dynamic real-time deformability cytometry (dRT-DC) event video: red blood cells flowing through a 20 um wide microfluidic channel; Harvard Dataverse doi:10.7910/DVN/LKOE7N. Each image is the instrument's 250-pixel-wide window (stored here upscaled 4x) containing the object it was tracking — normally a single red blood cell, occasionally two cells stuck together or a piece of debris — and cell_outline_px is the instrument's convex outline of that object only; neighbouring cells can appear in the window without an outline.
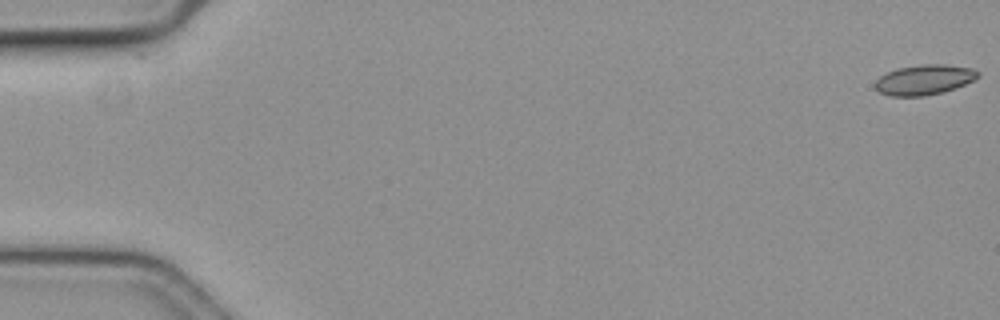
{"species": "common noctule bat (a hibernating species)", "species_latin": "Nyctalus noctula", "temperature_condition": "cold", "stored_images_in_passage": 20, "camera_frame_rate_fps": 3000, "um_per_image_px": 0.085, "animal": {"sex": "female", "body_mass_g": 19.3, "forearm_length_mm": 54.1}, "frame": {"image": 1, "passage_image": 1, "time_ms": 0.0, "image_size_px": [1000, 320], "cell_outline_px": [[980, 76], [956, 88], [944, 92], [924, 96], [888, 96], [880, 92], [876, 88], [876, 80], [880, 76], [896, 68], [920, 64], [944, 64], [972, 68], [980, 72]], "centroid_in_image_um": [78.57, 6.77], "position_along_channel_um": 6.4, "area_um2": 18.09}}
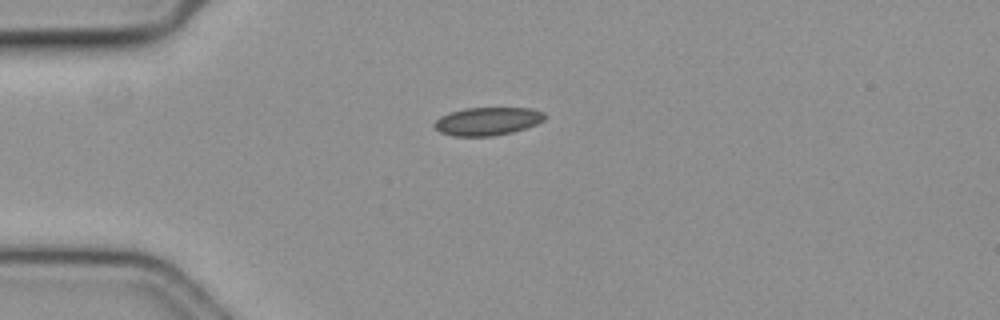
{"frame": {"image": 2, "passage_image": 16, "time_ms": 5.0, "image_size_px": [1000, 320], "cell_outline_px": [[548, 116], [544, 120], [536, 124], [512, 132], [492, 136], [452, 136], [440, 132], [432, 124], [440, 116], [464, 108], [532, 108], [544, 112]], "centroid_in_image_um": [41.45, 10.3], "position_along_channel_um": 43.5, "area_um2": 18.09}}